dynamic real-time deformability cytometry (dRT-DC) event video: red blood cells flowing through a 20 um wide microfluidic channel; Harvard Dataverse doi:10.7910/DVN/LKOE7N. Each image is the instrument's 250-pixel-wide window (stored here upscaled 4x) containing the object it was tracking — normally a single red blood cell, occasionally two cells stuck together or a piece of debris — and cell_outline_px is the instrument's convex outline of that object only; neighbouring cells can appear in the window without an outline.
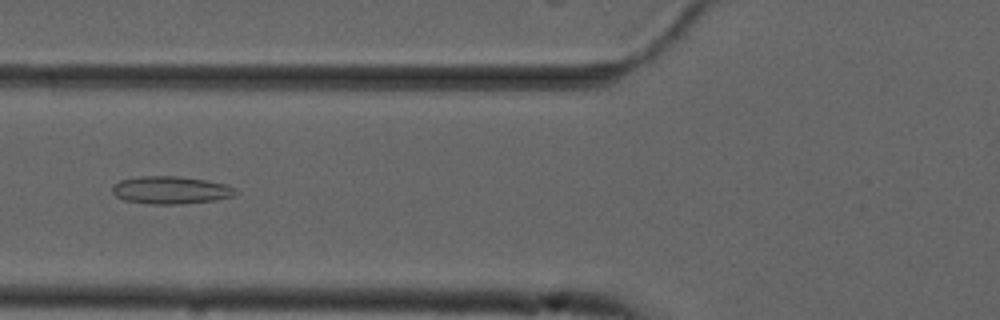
{"species": "common noctule bat (a hibernating species)", "species_latin": "Nyctalus noctula", "temperature_condition": "cold", "stored_images_in_passage": 41, "camera_frame_rate_fps": 3000, "um_per_image_px": 0.085, "animal": {"sex": "male", "forearm_length_mm": 52.5}, "frame": {"image": 1, "passage_image": 18, "time_ms": 5.667, "image_size_px": [1000, 320], "cell_outline_px": [[236, 192], [232, 196], [216, 200], [180, 204], [148, 204], [124, 200], [116, 196], [112, 192], [112, 184], [120, 180], [140, 176], [176, 176], [204, 180], [224, 184], [236, 188]], "centroid_in_image_um": [14.46, 16.16], "position_along_channel_um": 111.3, "area_um2": 19.83}}
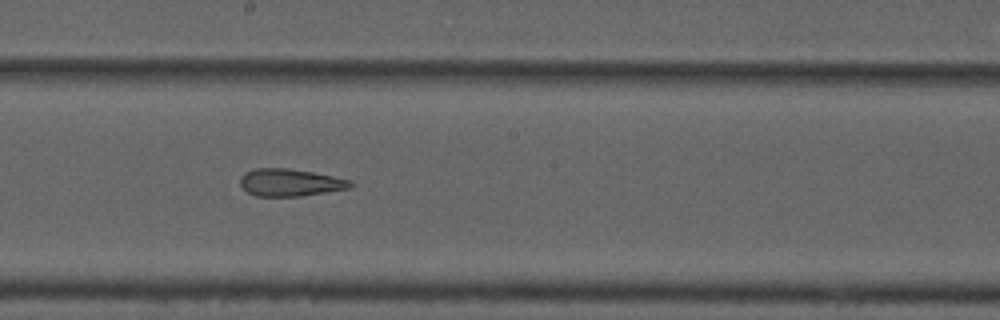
{"frame": {"image": 2, "passage_image": 27, "time_ms": 8.667, "image_size_px": [1000, 320], "cell_outline_px": [[356, 184], [348, 188], [300, 196], [256, 196], [248, 192], [240, 184], [240, 176], [244, 172], [256, 168], [288, 168], [312, 172], [352, 180]], "centroid_in_image_um": [24.65, 15.5], "position_along_channel_um": 223.6, "area_um2": 17.51}}
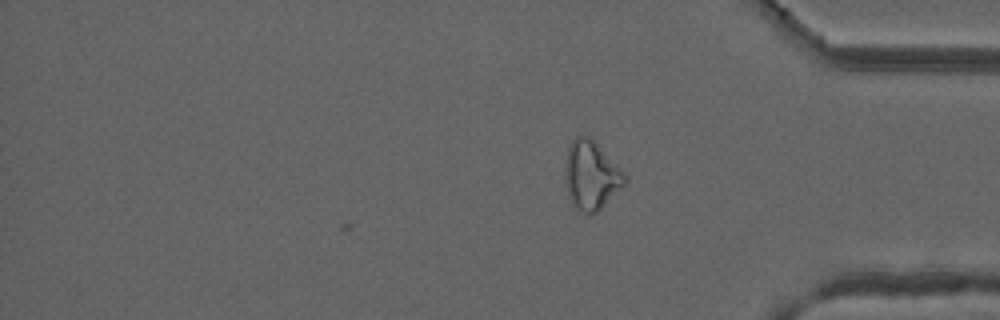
{"frame": {"image": 3, "passage_image": 41, "time_ms": 13.333, "image_size_px": [1000, 320], "cell_outline_px": [[628, 180], [596, 212], [588, 216], [584, 216], [576, 212], [572, 204], [564, 180], [564, 164], [568, 148], [572, 140], [576, 136], [588, 136], [628, 176]], "centroid_in_image_um": [50.2, 14.95], "position_along_channel_um": 385.0, "area_um2": 23.87}, "authors_computed_cell_mechanics": {"area_um2": 19.2474, "velocity_mm_per_s": 3.7324, "shape_relaxation_time_tau1_ms": null, "shape_relaxation_time_tau2_ms": 2.8526, "deformation_change_tau1": null, "deformation_change_tau2": 0.126}}